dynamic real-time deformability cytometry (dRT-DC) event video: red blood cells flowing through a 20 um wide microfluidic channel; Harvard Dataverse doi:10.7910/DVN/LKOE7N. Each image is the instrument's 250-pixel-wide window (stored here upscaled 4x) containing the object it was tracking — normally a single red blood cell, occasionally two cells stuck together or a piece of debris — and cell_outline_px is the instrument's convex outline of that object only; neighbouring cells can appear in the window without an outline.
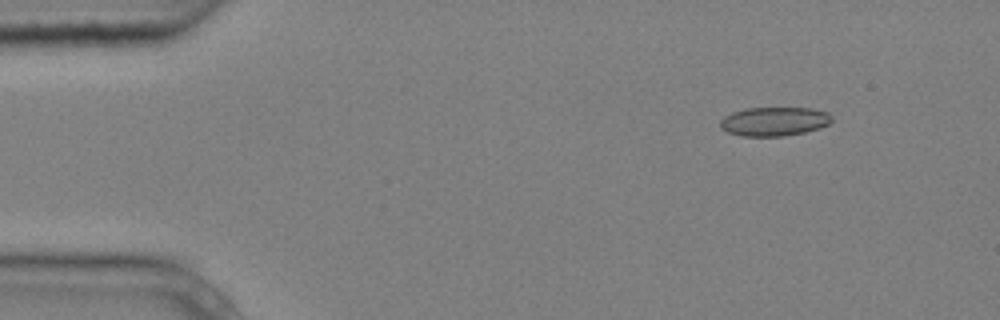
{"species": "common noctule bat (a hibernating species)", "species_latin": "Nyctalus noctula", "temperature_condition": "cold", "stored_images_in_passage": 6, "camera_frame_rate_fps": 3000, "um_per_image_px": 0.085, "animal": {"sex": "male", "body_mass_g": 20.4}, "frame": {"image": 1, "passage_image": 2, "time_ms": 0.333, "image_size_px": [1000, 320], "cell_outline_px": [[832, 120], [828, 124], [820, 128], [804, 132], [784, 136], [740, 136], [728, 132], [720, 128], [720, 120], [724, 116], [732, 112], [744, 108], [812, 108], [828, 112], [832, 116]], "centroid_in_image_um": [65.8, 10.32], "position_along_channel_um": 19.2, "area_um2": 18.96}}
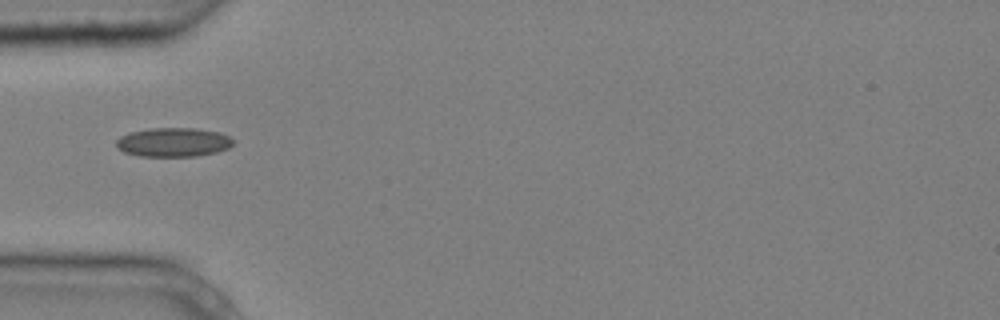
{"frame": {"image": 2, "passage_image": 5, "time_ms": 1.333, "image_size_px": [1000, 320], "cell_outline_px": [[232, 144], [228, 148], [216, 152], [196, 156], [140, 156], [124, 152], [116, 148], [116, 140], [120, 136], [128, 132], [152, 128], [196, 128], [220, 132], [228, 136], [232, 140]], "centroid_in_image_um": [14.69, 12.08], "position_along_channel_um": 70.3, "area_um2": 19.83}}
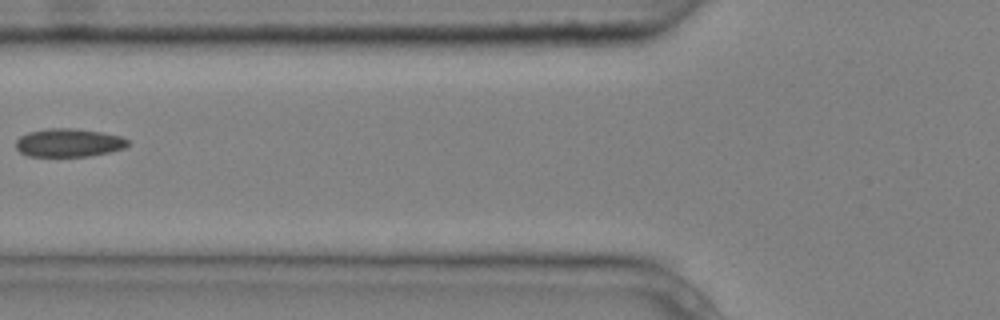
{"frame": {"image": 3, "passage_image": 6, "time_ms": 1.667, "image_size_px": [1000, 320], "cell_outline_px": [[128, 144], [124, 148], [108, 152], [88, 156], [28, 156], [20, 152], [16, 148], [16, 140], [20, 136], [28, 132], [48, 128], [72, 128], [100, 132], [120, 136], [128, 140]], "centroid_in_image_um": [5.8, 12.13], "position_along_channel_um": 120.0, "area_um2": 18.32}}